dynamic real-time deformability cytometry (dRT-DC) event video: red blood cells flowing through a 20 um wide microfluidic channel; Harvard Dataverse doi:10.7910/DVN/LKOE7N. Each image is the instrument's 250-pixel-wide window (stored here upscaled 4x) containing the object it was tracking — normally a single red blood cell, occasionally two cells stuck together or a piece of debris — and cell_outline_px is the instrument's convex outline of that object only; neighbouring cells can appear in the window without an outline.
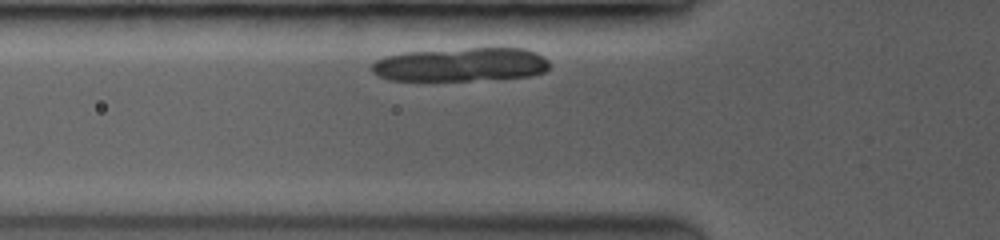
{"species": "common noctule bat (a hibernating species)", "species_latin": "Nyctalus noctula", "temperature_condition": "room temperature", "stored_images_in_passage": 38, "camera_frame_rate_fps": 3500, "um_per_image_px": 0.085, "animal": {"sex": "female", "body_mass_g": 19.0, "forearm_length_mm": 53.3}, "frame": {"image": 1, "passage_image": 3, "time_ms": 0.571, "image_size_px": [1000, 240], "cell_outline_px": [[548, 68], [544, 72], [532, 76], [468, 80], [392, 80], [376, 76], [368, 68], [376, 60], [384, 56], [404, 52], [468, 48], [524, 48], [536, 52], [544, 56], [548, 60]], "centroid_in_image_um": [39.14, 5.48], "position_along_channel_um": 86.7, "area_um2": 35.08}}
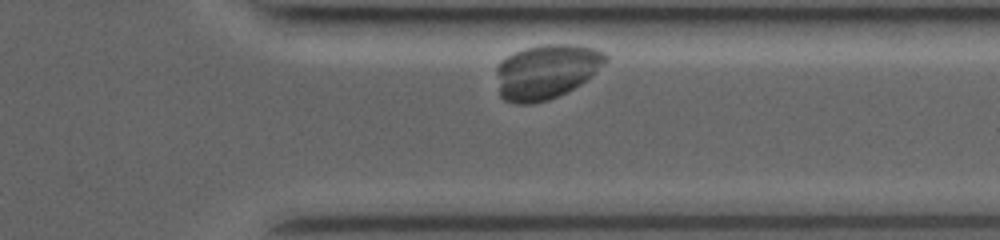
{"frame": {"image": 2, "passage_image": 34, "time_ms": 8.286, "image_size_px": [1000, 240], "cell_outline_px": [[608, 60], [580, 84], [548, 100], [532, 104], [516, 104], [504, 100], [500, 96], [496, 68], [500, 60], [524, 48], [548, 44], [576, 44], [596, 48], [604, 52], [608, 56]], "centroid_in_image_um": [46.42, 6.07], "position_along_channel_um": 365.0, "area_um2": 34.51}}